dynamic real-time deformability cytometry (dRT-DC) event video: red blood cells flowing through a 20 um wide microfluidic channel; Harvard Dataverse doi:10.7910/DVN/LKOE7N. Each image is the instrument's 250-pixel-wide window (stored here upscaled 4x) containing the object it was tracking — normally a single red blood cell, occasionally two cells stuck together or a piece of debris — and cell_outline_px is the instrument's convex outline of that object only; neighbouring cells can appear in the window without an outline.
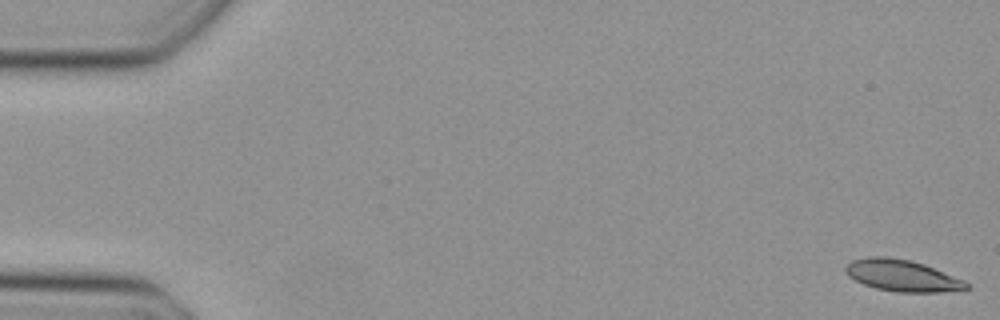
{"species": "Egyptian fruit bat (a non-hibernating species)", "species_latin": "Rousettus aegyptiacus", "temperature_condition": "cold", "stored_images_in_passage": 14, "camera_frame_rate_fps": 3000, "um_per_image_px": 0.085, "animal": {"sex": "female"}, "frame": {"image": 1, "passage_image": 1, "time_ms": 0.0, "image_size_px": [1000, 320], "cell_outline_px": [[972, 288], [940, 292], [896, 292], [876, 288], [864, 284], [848, 276], [844, 268], [852, 260], [868, 256], [884, 256], [912, 260], [924, 264], [964, 280]], "centroid_in_image_um": [76.68, 23.42], "position_along_channel_um": 8.3, "area_um2": 22.2}}
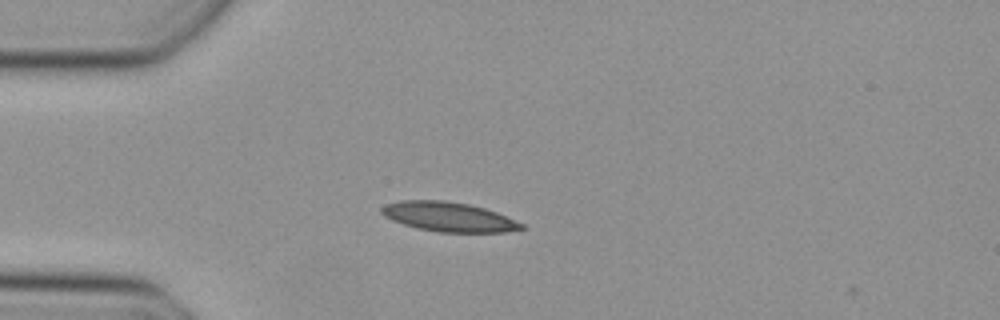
{"frame": {"image": 2, "passage_image": 13, "time_ms": 4.0, "image_size_px": [1000, 320], "cell_outline_px": [[524, 228], [504, 232], [440, 232], [420, 228], [404, 224], [392, 220], [384, 216], [380, 212], [380, 208], [384, 204], [400, 200], [444, 200], [468, 204], [484, 208], [496, 212], [524, 224]], "centroid_in_image_um": [38.1, 18.42], "position_along_channel_um": 46.9, "area_um2": 23.87}}